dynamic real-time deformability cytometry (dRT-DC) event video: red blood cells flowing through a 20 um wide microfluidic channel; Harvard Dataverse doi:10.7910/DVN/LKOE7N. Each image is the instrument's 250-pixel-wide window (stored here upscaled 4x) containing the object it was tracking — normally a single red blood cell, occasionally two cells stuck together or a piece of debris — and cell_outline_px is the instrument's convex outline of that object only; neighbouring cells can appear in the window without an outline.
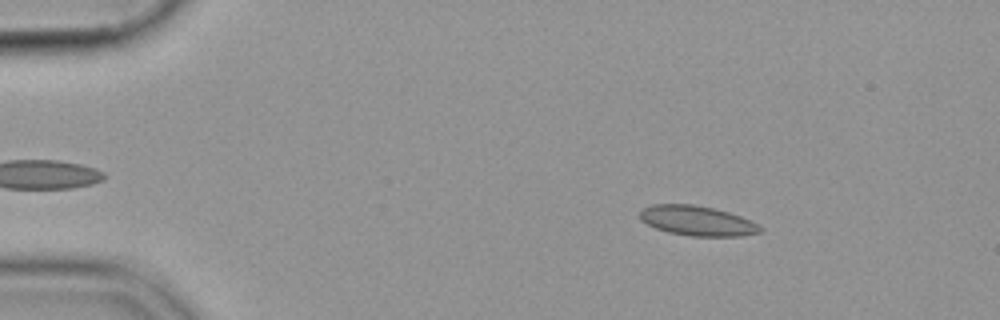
{"species": "common noctule bat (a hibernating species)", "species_latin": "Nyctalus noctula", "temperature_condition": "cold", "stored_images_in_passage": 55, "camera_frame_rate_fps": 3000, "um_per_image_px": 0.085, "animal": {"sex": "female", "body_mass_g": 19.9}, "frame": {"image": 1, "passage_image": 9, "time_ms": 2.667, "image_size_px": [1000, 320], "cell_outline_px": [[764, 232], [740, 236], [688, 236], [668, 232], [656, 228], [640, 220], [640, 208], [652, 204], [692, 204], [712, 208], [728, 212], [740, 216], [764, 228]], "centroid_in_image_um": [59.24, 18.77], "position_along_channel_um": 25.8, "area_um2": 20.98}}
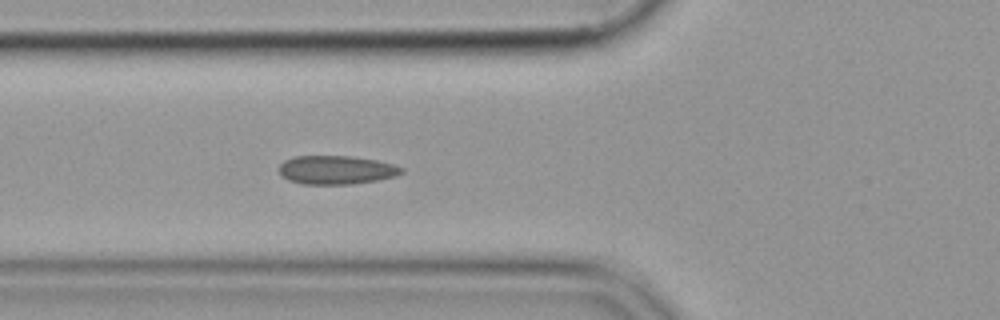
{"frame": {"image": 2, "passage_image": 21, "time_ms": 6.667, "image_size_px": [1000, 320], "cell_outline_px": [[404, 172], [396, 176], [376, 180], [352, 184], [300, 184], [288, 180], [280, 172], [280, 164], [284, 160], [296, 156], [352, 156], [376, 160], [396, 164], [404, 168]], "centroid_in_image_um": [28.62, 14.44], "position_along_channel_um": 97.2, "area_um2": 20.52}}
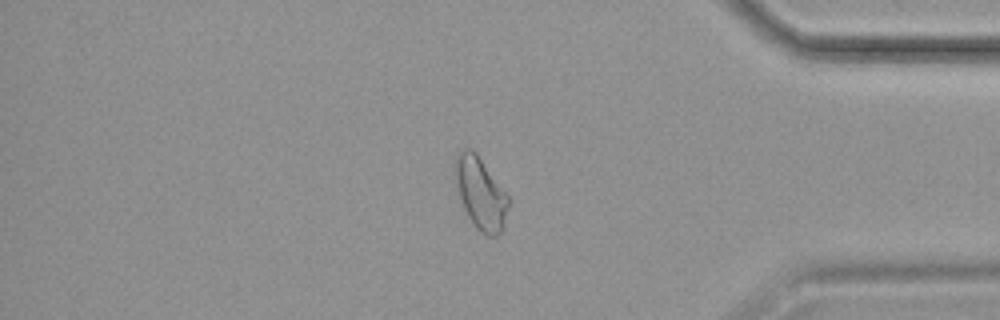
{"frame": {"image": 3, "passage_image": 47, "time_ms": 15.333, "image_size_px": [1000, 320], "cell_outline_px": [[508, 208], [504, 228], [496, 236], [488, 236], [480, 232], [476, 228], [468, 216], [464, 208], [452, 172], [456, 156], [464, 148], [472, 148], [476, 152], [508, 196]], "centroid_in_image_um": [40.83, 16.42], "position_along_channel_um": 394.4, "area_um2": 22.31}}